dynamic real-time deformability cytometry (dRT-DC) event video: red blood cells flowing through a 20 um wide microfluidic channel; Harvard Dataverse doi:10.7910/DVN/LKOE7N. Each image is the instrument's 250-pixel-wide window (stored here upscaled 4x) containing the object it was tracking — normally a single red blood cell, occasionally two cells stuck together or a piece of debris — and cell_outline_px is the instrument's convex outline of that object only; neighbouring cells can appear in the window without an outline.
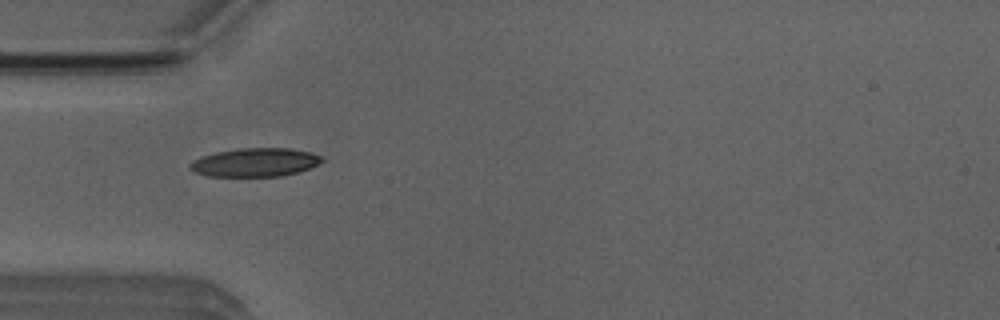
{"species": "Egyptian fruit bat (a non-hibernating species)", "species_latin": "Rousettus aegyptiacus", "temperature_condition": "room temperature", "stored_images_in_passage": 6, "camera_frame_rate_fps": 3000, "um_per_image_px": 0.085, "animal": {"sex": "male"}, "frame": {"image": 1, "passage_image": 4, "time_ms": 3.333, "image_size_px": [1000, 320], "cell_outline_px": [[324, 160], [308, 168], [296, 172], [280, 176], [208, 176], [196, 172], [188, 164], [192, 160], [200, 156], [216, 152], [240, 148], [288, 148], [312, 152], [324, 156]], "centroid_in_image_um": [21.68, 13.79], "position_along_channel_um": 63.3, "area_um2": 21.85}}